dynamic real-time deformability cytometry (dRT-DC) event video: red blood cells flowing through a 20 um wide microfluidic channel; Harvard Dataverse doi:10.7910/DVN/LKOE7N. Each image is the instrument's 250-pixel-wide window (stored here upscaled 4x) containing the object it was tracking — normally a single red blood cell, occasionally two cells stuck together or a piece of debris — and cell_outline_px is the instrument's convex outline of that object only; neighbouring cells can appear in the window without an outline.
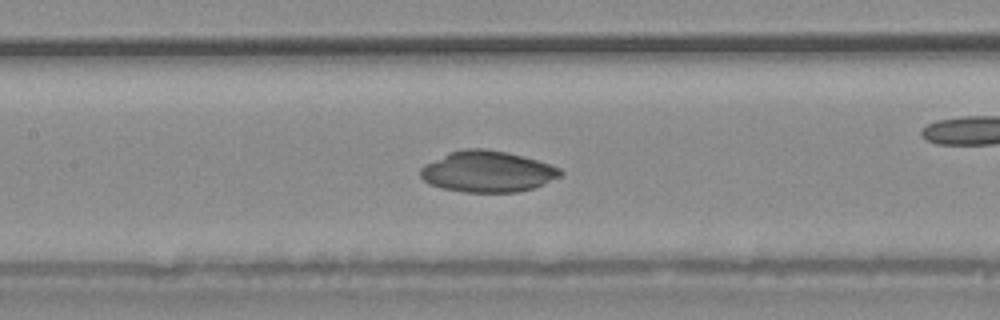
{"species": "common noctule bat (a hibernating species)", "species_latin": "Nyctalus noctula", "temperature_condition": "warm", "stored_images_in_passage": 38, "camera_frame_rate_fps": 3000, "um_per_image_px": 0.085, "animal": {"sex": "male", "body_mass_g": 20.4}, "frame": {"image": 1, "passage_image": 17, "time_ms": 5.333, "image_size_px": [1000, 320], "cell_outline_px": [[564, 172], [560, 176], [544, 184], [532, 188], [516, 192], [464, 192], [440, 188], [428, 184], [420, 176], [420, 168], [424, 164], [448, 152], [464, 148], [484, 148], [508, 152], [524, 156], [560, 168]], "centroid_in_image_um": [41.39, 14.57], "position_along_channel_um": 166.0, "area_um2": 33.76}}